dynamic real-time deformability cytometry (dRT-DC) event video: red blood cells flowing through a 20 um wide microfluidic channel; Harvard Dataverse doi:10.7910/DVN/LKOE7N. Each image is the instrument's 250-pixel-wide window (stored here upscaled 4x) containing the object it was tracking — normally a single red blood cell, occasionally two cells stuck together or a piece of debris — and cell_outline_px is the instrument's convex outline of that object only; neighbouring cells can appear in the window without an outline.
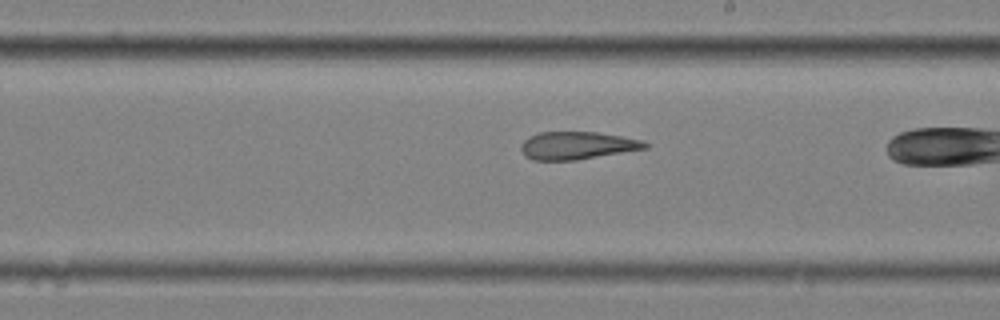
{"species": "common noctule bat (a hibernating species)", "species_latin": "Nyctalus noctula", "temperature_condition": "cold", "stored_images_in_passage": 20, "camera_frame_rate_fps": 3000, "um_per_image_px": 0.085, "animal": {"sex": "female", "body_mass_g": 25.1}, "frame": {"image": 1, "passage_image": 15, "time_ms": 4.667, "image_size_px": [1000, 320], "cell_outline_px": [[652, 144], [648, 148], [576, 160], [532, 160], [524, 156], [520, 148], [520, 144], [528, 136], [540, 132], [596, 132], [644, 140]], "centroid_in_image_um": [49.06, 12.37], "position_along_channel_um": 239.9, "area_um2": 20.23}}